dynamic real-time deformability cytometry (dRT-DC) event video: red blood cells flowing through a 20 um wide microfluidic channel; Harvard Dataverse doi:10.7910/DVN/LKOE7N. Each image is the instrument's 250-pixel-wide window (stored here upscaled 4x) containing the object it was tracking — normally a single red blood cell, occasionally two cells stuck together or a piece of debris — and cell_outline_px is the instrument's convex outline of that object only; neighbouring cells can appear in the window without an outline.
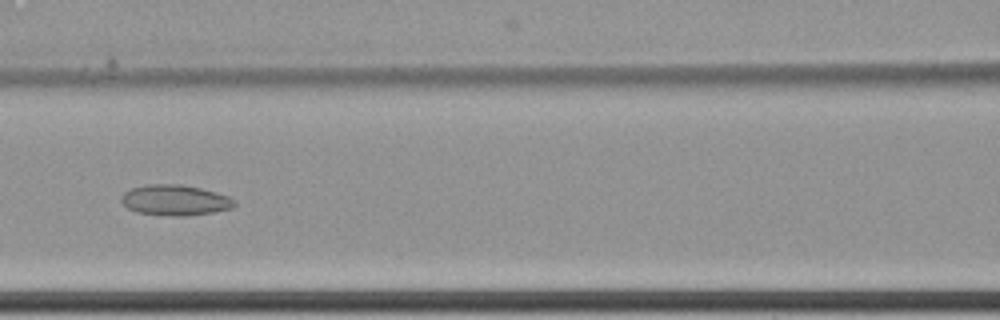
{"species": "common noctule bat (a hibernating species)", "species_latin": "Nyctalus noctula", "temperature_condition": "cold", "stored_images_in_passage": 9, "camera_frame_rate_fps": 3000, "um_per_image_px": 0.085, "animal": {"sex": "female", "body_mass_g": 22.7, "forearm_length_mm": 54.2}, "frame": {"image": 1, "passage_image": 9, "time_ms": 2.667, "image_size_px": [1000, 320], "cell_outline_px": [[236, 204], [232, 208], [212, 212], [180, 216], [172, 216], [136, 212], [128, 208], [120, 200], [124, 192], [132, 188], [148, 184], [180, 184], [200, 188], [216, 192], [228, 196], [236, 200]], "centroid_in_image_um": [14.88, 17.0], "position_along_channel_um": 151.7, "area_um2": 20.06}}